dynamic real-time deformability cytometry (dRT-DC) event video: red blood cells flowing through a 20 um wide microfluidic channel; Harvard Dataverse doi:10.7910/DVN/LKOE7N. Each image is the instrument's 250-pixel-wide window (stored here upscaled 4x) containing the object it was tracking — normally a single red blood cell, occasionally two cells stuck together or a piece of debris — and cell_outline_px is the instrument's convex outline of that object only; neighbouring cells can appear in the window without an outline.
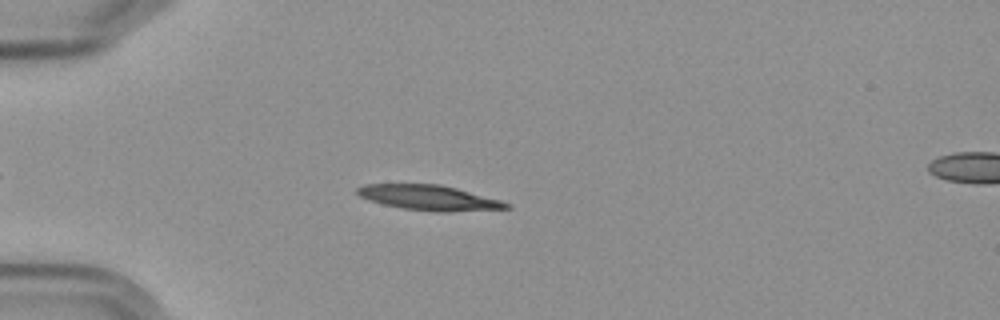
{"species": "Egyptian fruit bat (a non-hibernating species)", "species_latin": "Rousettus aegyptiacus", "temperature_condition": "cold", "stored_images_in_passage": 6, "camera_frame_rate_fps": 3000, "um_per_image_px": 0.085, "frame": {"image": 1, "passage_image": 4, "time_ms": 4.333, "image_size_px": [1000, 320], "cell_outline_px": [[512, 208], [448, 212], [436, 212], [404, 208], [384, 204], [368, 200], [360, 196], [356, 192], [356, 188], [364, 184], [440, 184], [456, 188], [500, 200], [512, 204]], "centroid_in_image_um": [36.48, 16.8], "position_along_channel_um": 48.5, "area_um2": 21.73}}
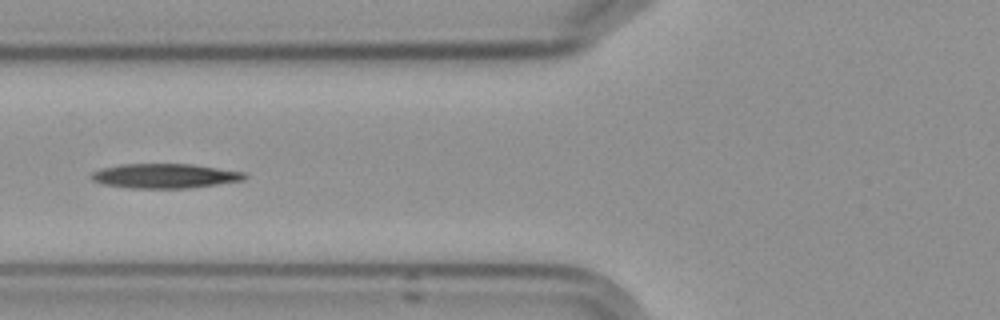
{"frame": {"image": 2, "passage_image": 6, "time_ms": 6.667, "image_size_px": [1000, 320], "cell_outline_px": [[248, 176], [244, 180], [192, 188], [128, 188], [104, 184], [92, 180], [92, 172], [104, 168], [120, 164], [192, 164], [244, 172]], "centroid_in_image_um": [14.04, 14.96], "position_along_channel_um": 111.8, "area_um2": 21.85}}